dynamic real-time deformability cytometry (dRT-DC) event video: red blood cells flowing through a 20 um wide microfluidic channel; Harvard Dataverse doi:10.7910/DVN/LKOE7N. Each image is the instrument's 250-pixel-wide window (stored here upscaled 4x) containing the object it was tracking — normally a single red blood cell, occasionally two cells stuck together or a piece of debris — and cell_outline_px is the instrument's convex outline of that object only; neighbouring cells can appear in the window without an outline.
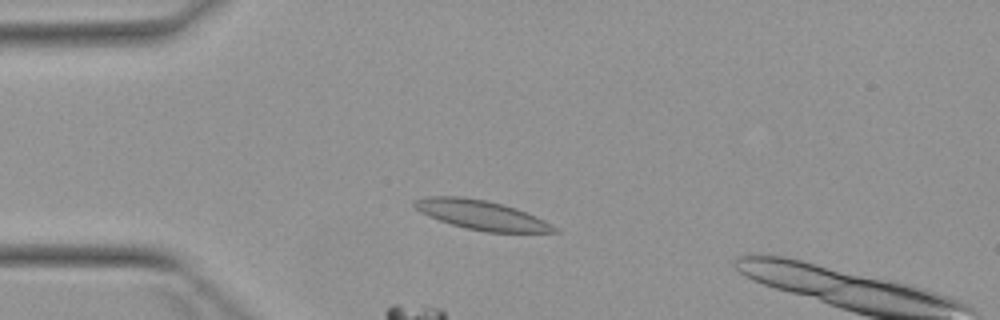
{"species": "Egyptian fruit bat (a non-hibernating species)", "species_latin": "Rousettus aegyptiacus", "temperature_condition": "warm", "stored_images_in_passage": 3, "camera_frame_rate_fps": 3000, "um_per_image_px": 0.085, "animal": {"sex": "female"}, "frame": {"image": 1, "passage_image": 2, "time_ms": 2.333, "image_size_px": [1000, 320], "cell_outline_px": [[560, 232], [484, 232], [464, 228], [428, 216], [420, 212], [412, 204], [412, 200], [428, 196], [460, 196], [488, 200], [516, 208], [536, 216], [552, 224]], "centroid_in_image_um": [40.89, 18.26], "position_along_channel_um": 44.1, "area_um2": 23.99}}